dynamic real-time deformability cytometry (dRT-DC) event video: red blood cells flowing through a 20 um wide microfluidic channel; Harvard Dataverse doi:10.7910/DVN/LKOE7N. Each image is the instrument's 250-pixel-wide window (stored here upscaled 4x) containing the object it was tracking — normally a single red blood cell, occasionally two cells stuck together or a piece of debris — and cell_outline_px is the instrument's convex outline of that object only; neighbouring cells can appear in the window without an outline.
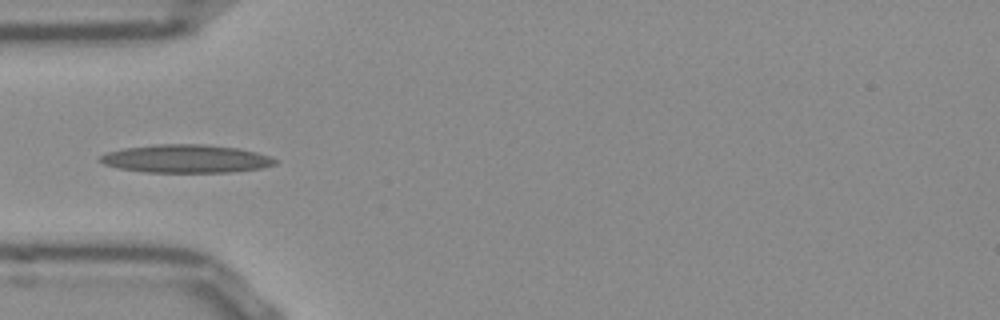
{"species": "Egyptian fruit bat (a non-hibernating species)", "species_latin": "Rousettus aegyptiacus", "temperature_condition": "room temperature", "stored_images_in_passage": 25, "camera_frame_rate_fps": 3000, "um_per_image_px": 0.085, "frame": {"image": 1, "passage_image": 1, "time_ms": 0.0, "image_size_px": [1000, 320], "cell_outline_px": [[276, 164], [260, 168], [228, 172], [144, 172], [120, 168], [104, 164], [100, 160], [100, 156], [108, 152], [124, 148], [156, 144], [208, 144], [236, 148], [256, 152], [268, 156], [276, 160]], "centroid_in_image_um": [15.8, 13.49], "position_along_channel_um": 69.2, "area_um2": 28.44}}
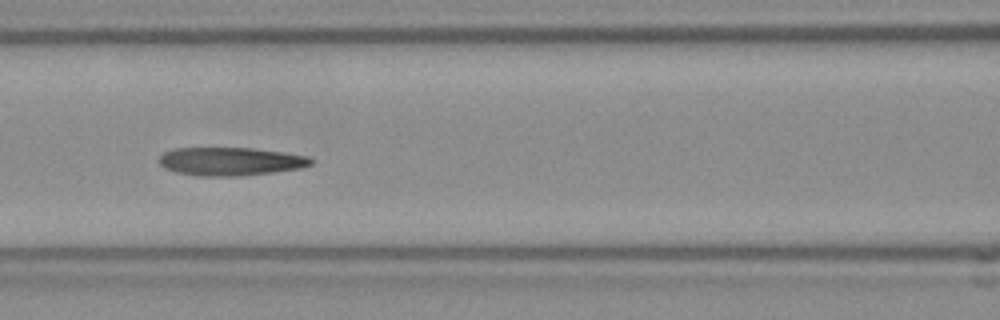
{"frame": {"image": 2, "passage_image": 7, "time_ms": 2.0, "image_size_px": [1000, 320], "cell_outline_px": [[316, 160], [312, 164], [300, 168], [244, 176], [196, 176], [176, 172], [164, 168], [160, 164], [160, 156], [164, 152], [172, 148], [252, 148], [284, 152], [308, 156]], "centroid_in_image_um": [19.6, 13.72], "position_along_channel_um": 147.0, "area_um2": 25.2}}
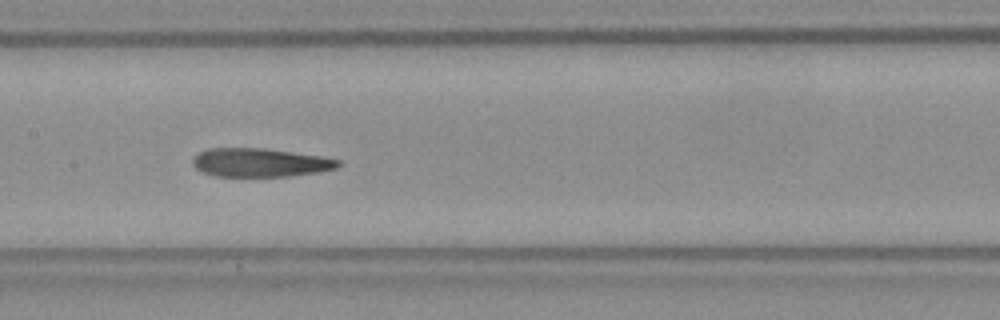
{"frame": {"image": 3, "passage_image": 10, "time_ms": 3.0, "image_size_px": [1000, 320], "cell_outline_px": [[344, 164], [336, 168], [316, 172], [288, 176], [216, 176], [200, 172], [192, 164], [192, 156], [208, 148], [264, 148], [320, 156], [340, 160]], "centroid_in_image_um": [22.07, 13.81], "position_along_channel_um": 185.3, "area_um2": 24.28}, "authors_computed_cell_mechanics": {"area_um2": 25.3164, "velocity_mm_per_s": 3.831, "shape_relaxation_time_tau1_ms": 9.9484, "shape_relaxation_time_tau2_ms": 1.9922, "deformation_change_tau1": 0.2905, "deformation_change_tau2": 0.1216}}